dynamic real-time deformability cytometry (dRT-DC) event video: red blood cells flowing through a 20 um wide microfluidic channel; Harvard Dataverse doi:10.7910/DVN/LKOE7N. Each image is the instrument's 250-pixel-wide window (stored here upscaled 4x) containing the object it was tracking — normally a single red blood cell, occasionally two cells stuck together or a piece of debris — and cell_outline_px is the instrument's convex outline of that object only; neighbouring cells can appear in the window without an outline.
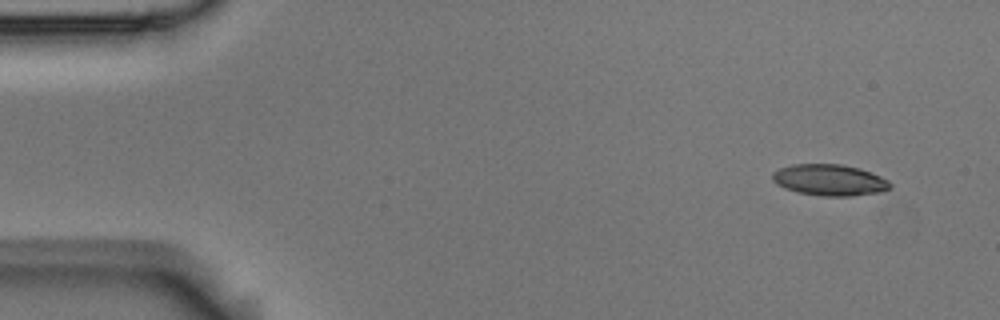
{"species": "Egyptian fruit bat (a non-hibernating species)", "species_latin": "Rousettus aegyptiacus", "temperature_condition": "room temperature", "stored_images_in_passage": 5, "camera_frame_rate_fps": 3000, "um_per_image_px": 0.085, "animal": {"sex": "male"}, "frame": {"image": 1, "passage_image": 1, "time_ms": 0.0, "image_size_px": [1000, 320], "cell_outline_px": [[892, 188], [880, 192], [852, 196], [820, 196], [796, 192], [784, 188], [776, 184], [772, 180], [772, 172], [780, 168], [792, 164], [840, 164], [860, 168], [880, 176], [888, 180], [892, 184]], "centroid_in_image_um": [70.5, 15.3], "position_along_channel_um": 14.5, "area_um2": 21.68}}
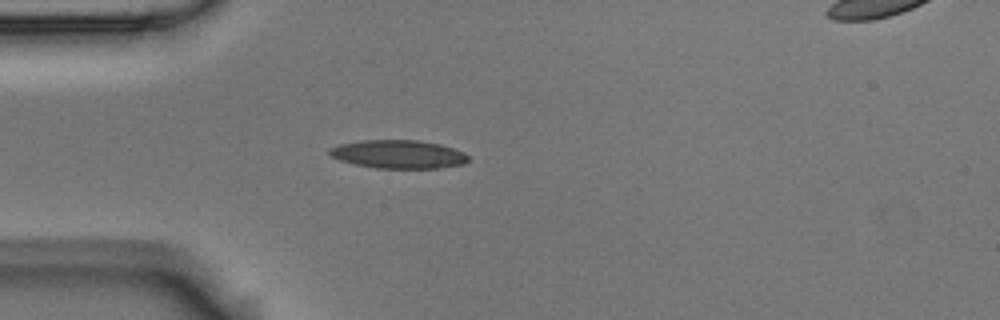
{"frame": {"image": 2, "passage_image": 4, "time_ms": 1.0, "image_size_px": [1000, 320], "cell_outline_px": [[468, 160], [464, 164], [440, 168], [376, 168], [356, 164], [340, 160], [332, 156], [328, 152], [328, 148], [340, 144], [360, 140], [420, 140], [440, 144], [464, 152], [468, 156]], "centroid_in_image_um": [33.87, 13.1], "position_along_channel_um": 51.1, "area_um2": 22.95}}